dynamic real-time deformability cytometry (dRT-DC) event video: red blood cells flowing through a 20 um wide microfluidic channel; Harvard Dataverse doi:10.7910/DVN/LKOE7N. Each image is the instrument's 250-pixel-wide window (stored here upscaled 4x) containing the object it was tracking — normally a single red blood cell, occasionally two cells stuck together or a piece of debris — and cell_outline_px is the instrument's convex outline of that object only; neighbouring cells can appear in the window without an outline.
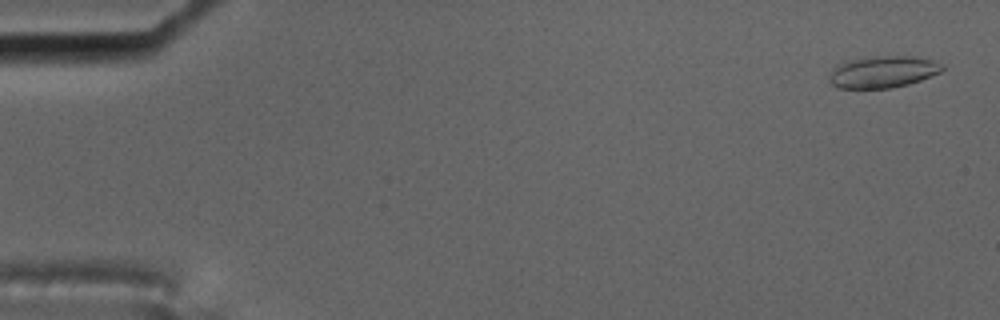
{"species": "common noctule bat (a hibernating species)", "species_latin": "Nyctalus noctula", "temperature_condition": "cold", "stored_images_in_passage": 57, "camera_frame_rate_fps": 3000, "um_per_image_px": 0.085, "animal": {"sex": "male", "body_mass_g": 17.5, "forearm_length_mm": 52.3}, "frame": {"image": 1, "passage_image": 2, "time_ms": 0.333, "image_size_px": [1000, 320], "cell_outline_px": [[944, 68], [940, 72], [920, 80], [908, 84], [892, 88], [840, 88], [832, 84], [828, 80], [828, 76], [832, 68], [836, 64], [844, 60], [872, 56], [912, 56], [932, 60], [944, 64]], "centroid_in_image_um": [74.99, 6.09], "position_along_channel_um": 10.0, "area_um2": 21.21}}
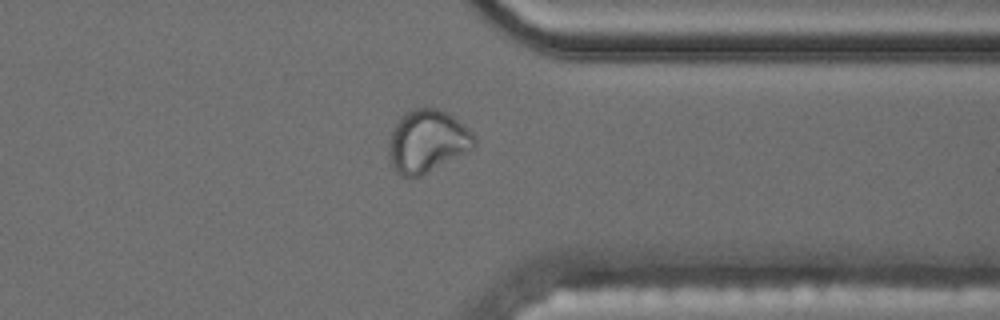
{"frame": {"image": 2, "passage_image": 45, "time_ms": 14.667, "image_size_px": [1000, 320], "cell_outline_px": [[476, 144], [472, 148], [420, 176], [400, 176], [396, 172], [388, 156], [388, 136], [392, 128], [400, 116], [412, 108], [436, 108], [452, 116], [472, 132], [476, 136]], "centroid_in_image_um": [36.26, 11.99], "position_along_channel_um": 375.1, "area_um2": 30.98}}